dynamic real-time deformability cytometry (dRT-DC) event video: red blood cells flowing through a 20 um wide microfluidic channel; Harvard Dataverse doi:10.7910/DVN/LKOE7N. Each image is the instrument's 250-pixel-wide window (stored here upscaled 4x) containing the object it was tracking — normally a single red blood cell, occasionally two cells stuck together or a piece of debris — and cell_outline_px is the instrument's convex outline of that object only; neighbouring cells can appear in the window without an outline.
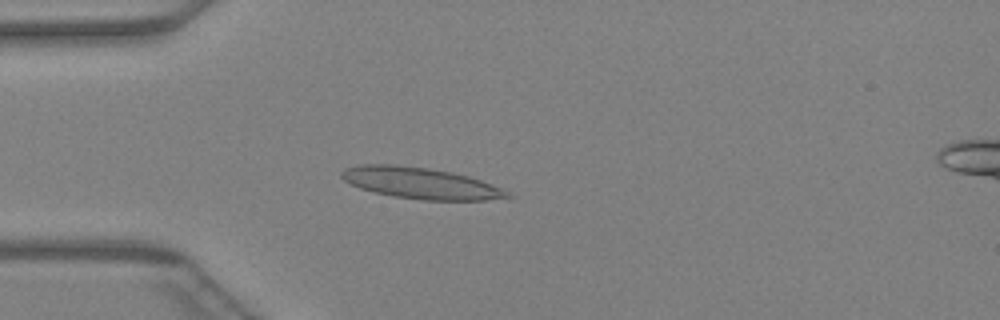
{"species": "Egyptian fruit bat (a non-hibernating species)", "species_latin": "Rousettus aegyptiacus", "temperature_condition": "warm", "stored_images_in_passage": 42, "camera_frame_rate_fps": 3000, "um_per_image_px": 0.085, "animal": {"sex": "female"}, "frame": {"image": 1, "passage_image": 9, "time_ms": 2.667, "image_size_px": [1000, 320], "cell_outline_px": [[516, 196], [484, 200], [424, 200], [392, 196], [360, 188], [344, 180], [340, 176], [340, 172], [344, 168], [360, 164], [396, 164], [428, 168], [452, 172], [468, 176], [480, 180], [500, 188]], "centroid_in_image_um": [35.71, 15.55], "position_along_channel_um": 49.3, "area_um2": 30.11}}
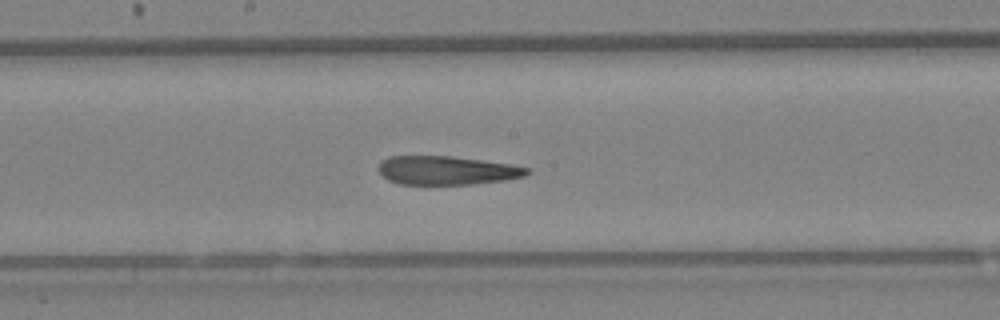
{"frame": {"image": 2, "passage_image": 21, "time_ms": 6.667, "image_size_px": [1000, 320], "cell_outline_px": [[532, 172], [524, 176], [504, 180], [472, 184], [400, 184], [388, 180], [380, 172], [380, 160], [388, 156], [452, 156], [512, 164], [532, 168]], "centroid_in_image_um": [38.02, 14.47], "position_along_channel_um": 210.2, "area_um2": 24.91}}
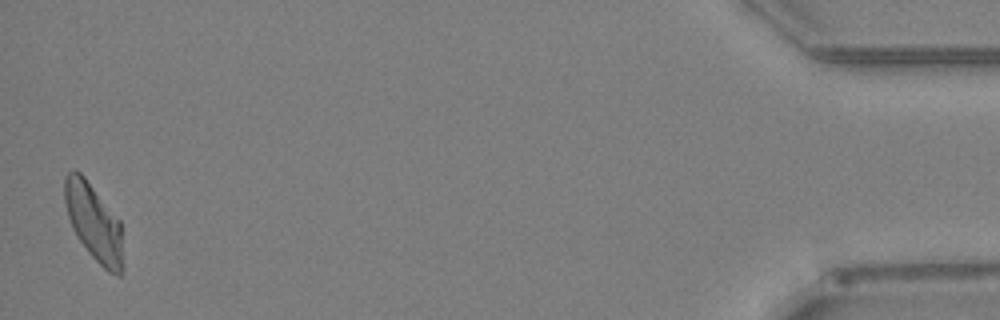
{"frame": {"image": 3, "passage_image": 42, "time_ms": 13.667, "image_size_px": [1000, 320], "cell_outline_px": [[124, 268], [120, 276], [116, 276], [108, 272], [88, 252], [72, 228], [68, 216], [64, 200], [64, 176], [72, 168], [80, 172], [84, 176], [120, 220]], "centroid_in_image_um": [7.98, 18.9], "position_along_channel_um": 427.2, "area_um2": 26.36}}